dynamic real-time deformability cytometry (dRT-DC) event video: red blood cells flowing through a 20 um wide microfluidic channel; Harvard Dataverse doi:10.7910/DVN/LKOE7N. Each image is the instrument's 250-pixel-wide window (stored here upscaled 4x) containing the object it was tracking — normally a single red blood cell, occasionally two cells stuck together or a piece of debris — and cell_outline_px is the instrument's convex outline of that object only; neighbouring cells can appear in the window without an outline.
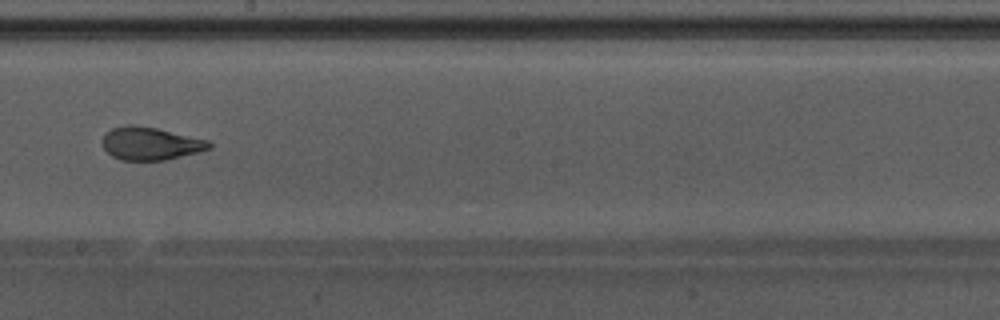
{"species": "Egyptian fruit bat (a non-hibernating species)", "species_latin": "Rousettus aegyptiacus", "temperature_condition": "warm", "stored_images_in_passage": 41, "camera_frame_rate_fps": 3000, "um_per_image_px": 0.085, "animal": {"sex": "male"}, "frame": {"image": 1, "passage_image": 18, "time_ms": 5.667, "image_size_px": [1000, 320], "cell_outline_px": [[212, 148], [200, 152], [168, 160], [120, 160], [112, 156], [104, 148], [104, 132], [112, 128], [128, 124], [132, 124], [156, 128], [208, 140], [212, 144]], "centroid_in_image_um": [12.81, 12.2], "position_along_channel_um": 235.4, "area_um2": 20.52}, "authors_computed_cell_mechanics": {"area_um2": 21.4438, "velocity_mm_per_s": 3.8476, "shape_relaxation_time_tau1_ms": 6.3704, "shape_relaxation_time_tau2_ms": 1.3526, "deformation_change_tau1": 0.214, "deformation_change_tau2": 0.0668}}